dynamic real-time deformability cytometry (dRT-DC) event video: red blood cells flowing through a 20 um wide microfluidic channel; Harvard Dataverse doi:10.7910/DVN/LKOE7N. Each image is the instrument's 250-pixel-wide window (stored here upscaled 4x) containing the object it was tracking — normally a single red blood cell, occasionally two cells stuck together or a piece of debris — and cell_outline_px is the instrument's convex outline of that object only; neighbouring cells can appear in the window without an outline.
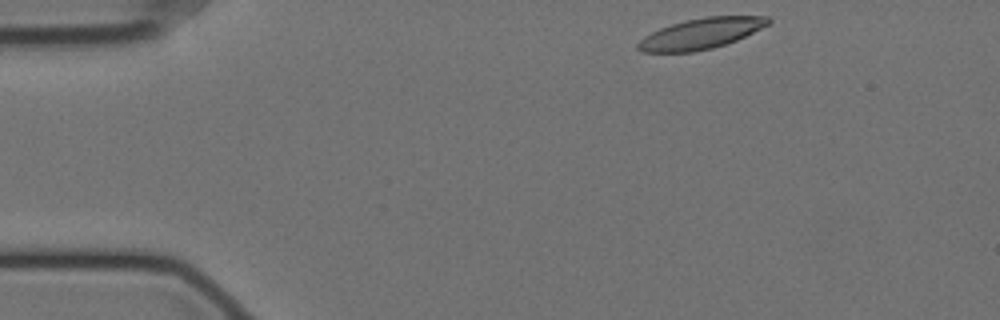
{"species": "Egyptian fruit bat (a non-hibernating species)", "species_latin": "Rousettus aegyptiacus", "temperature_condition": "cold", "stored_images_in_passage": 50, "camera_frame_rate_fps": 3000, "um_per_image_px": 0.085, "animal": {"sex": "female"}, "frame": {"image": 1, "passage_image": 1, "time_ms": 0.0, "image_size_px": [1000, 320], "cell_outline_px": [[772, 20], [768, 24], [736, 40], [712, 48], [692, 52], [640, 52], [636, 48], [636, 44], [644, 36], [660, 28], [672, 24], [688, 20], [708, 16], [768, 16]], "centroid_in_image_um": [59.54, 2.86], "position_along_channel_um": 25.5, "area_um2": 23.0}}
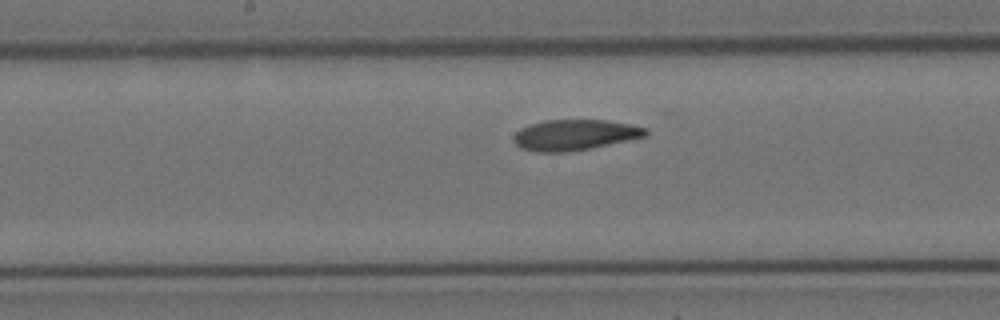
{"frame": {"image": 2, "passage_image": 22, "time_ms": 7.0, "image_size_px": [1000, 320], "cell_outline_px": [[648, 132], [644, 136], [588, 148], [564, 152], [536, 152], [520, 148], [512, 140], [512, 136], [520, 128], [544, 120], [608, 120], [632, 124], [648, 128]], "centroid_in_image_um": [48.8, 11.45], "position_along_channel_um": 199.4, "area_um2": 23.41}}
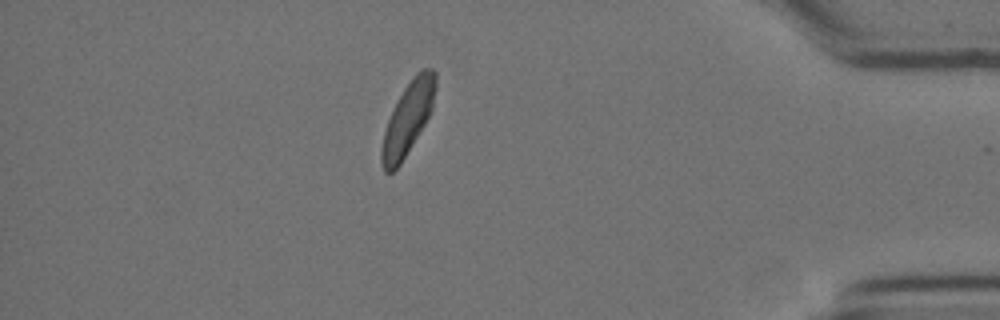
{"frame": {"image": 3, "passage_image": 43, "time_ms": 14.0, "image_size_px": [1000, 320], "cell_outline_px": [[436, 88], [432, 108], [424, 124], [400, 164], [392, 172], [384, 172], [380, 164], [380, 148], [384, 132], [388, 120], [404, 88], [416, 72], [424, 68], [432, 68], [436, 72]], "centroid_in_image_um": [34.66, 10.07], "position_along_channel_um": 400.5, "area_um2": 22.37}, "authors_computed_cell_mechanics": {"area_um2": 23.7269, "velocity_mm_per_s": 3.4587, "shape_relaxation_time_tau1_ms": 6.1904, "shape_relaxation_time_tau2_ms": 3.417, "deformation_change_tau1": 0.1521, "deformation_change_tau2": 0.0659}}